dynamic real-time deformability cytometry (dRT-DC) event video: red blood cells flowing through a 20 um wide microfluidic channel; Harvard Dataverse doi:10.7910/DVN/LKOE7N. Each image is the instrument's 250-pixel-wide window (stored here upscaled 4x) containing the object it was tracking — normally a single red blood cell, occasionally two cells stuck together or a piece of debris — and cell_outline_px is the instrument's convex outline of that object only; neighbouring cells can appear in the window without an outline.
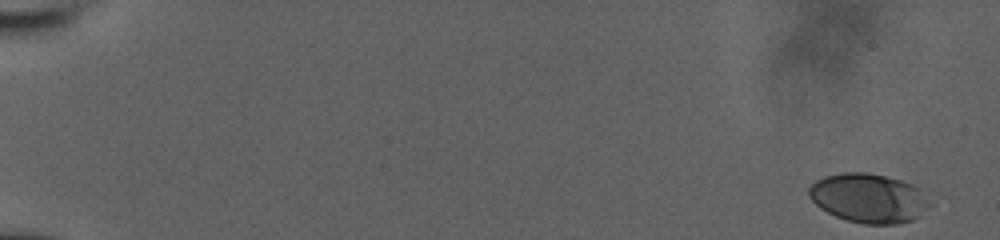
{"species": "human", "species_latin": "Homo sapiens", "temperature_condition": "room temperature", "stored_images_in_passage": 66, "camera_frame_rate_fps": 3000, "um_per_image_px": 0.085, "donor": {"sex": "male"}, "frame": {"image": 1, "passage_image": 1, "time_ms": 0.0, "image_size_px": [1000, 240], "cell_outline_px": [[932, 204], [912, 220], [896, 224], [864, 224], [848, 220], [836, 216], [820, 208], [808, 196], [808, 188], [816, 180], [824, 176], [844, 172], [864, 172], [884, 176], [916, 184], [920, 188]], "centroid_in_image_um": [73.83, 16.83], "position_along_channel_um": 11.2, "area_um2": 34.62}}
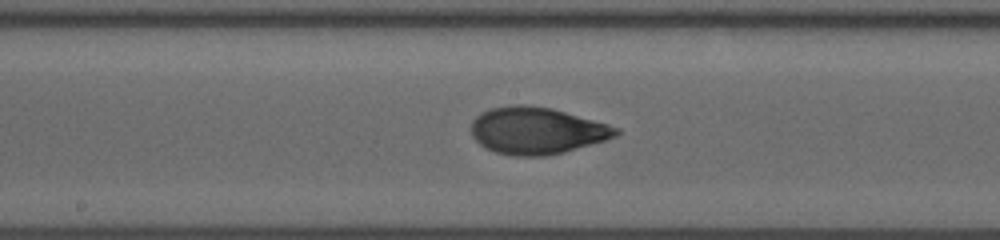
{"frame": {"image": 2, "passage_image": 33, "time_ms": 10.333, "image_size_px": [1000, 240], "cell_outline_px": [[620, 132], [616, 136], [604, 140], [564, 152], [548, 156], [512, 156], [496, 152], [484, 148], [472, 136], [472, 120], [480, 112], [492, 108], [516, 104], [524, 104], [552, 108], [608, 124], [620, 128]], "centroid_in_image_um": [45.61, 11.1], "position_along_channel_um": 202.6, "area_um2": 39.59}}
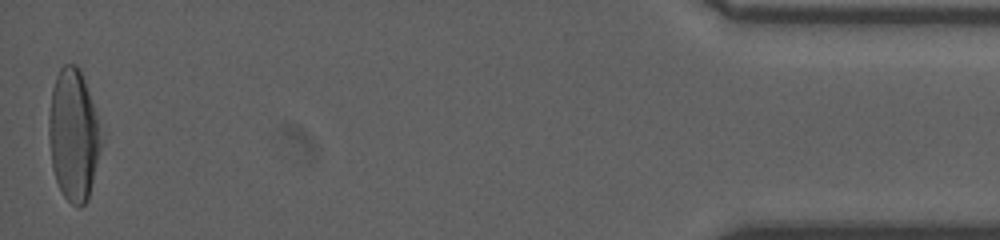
{"frame": {"image": 3, "passage_image": 65, "time_ms": 18.333, "image_size_px": [1000, 240], "cell_outline_px": [[104, 140], [88, 200], [80, 208], [76, 208], [64, 196], [56, 180], [52, 168], [48, 136], [48, 116], [52, 88], [56, 76], [60, 68], [64, 64], [76, 64], [80, 68]], "centroid_in_image_um": [6.24, 11.51], "position_along_channel_um": 429.0, "area_um2": 40.46}, "authors_computed_cell_mechanics": {"area_um2": 37.4544, "velocity_mm_per_s": 3.8505, "shape_relaxation_time_tau1_ms": 3.886, "shape_relaxation_time_tau2_ms": 1.1902, "deformation_change_tau1": 0.1989, "deformation_change_tau2": 0.0621}}